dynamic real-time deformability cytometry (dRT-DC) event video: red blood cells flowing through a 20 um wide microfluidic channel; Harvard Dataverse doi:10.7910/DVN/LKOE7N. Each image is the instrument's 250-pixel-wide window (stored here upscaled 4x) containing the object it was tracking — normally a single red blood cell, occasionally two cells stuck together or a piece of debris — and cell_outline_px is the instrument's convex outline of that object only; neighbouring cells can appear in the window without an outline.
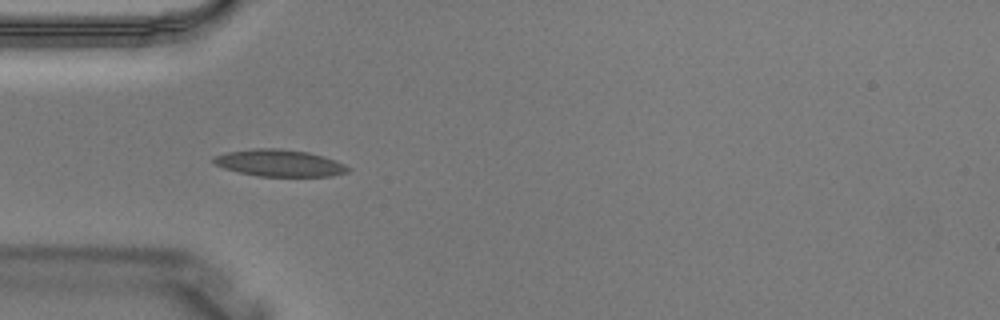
{"species": "Egyptian fruit bat (a non-hibernating species)", "species_latin": "Rousettus aegyptiacus", "temperature_condition": "warm", "stored_images_in_passage": 2, "camera_frame_rate_fps": 3000, "um_per_image_px": 0.085, "animal": {"sex": "male"}, "frame": {"image": 1, "passage_image": 1, "time_ms": 0.0, "image_size_px": [1000, 320], "cell_outline_px": [[352, 168], [348, 172], [332, 176], [260, 176], [240, 172], [224, 168], [216, 164], [212, 160], [216, 156], [228, 152], [252, 148], [280, 148], [308, 152], [324, 156], [336, 160]], "centroid_in_image_um": [23.81, 13.85], "position_along_channel_um": 61.2, "area_um2": 20.98}}